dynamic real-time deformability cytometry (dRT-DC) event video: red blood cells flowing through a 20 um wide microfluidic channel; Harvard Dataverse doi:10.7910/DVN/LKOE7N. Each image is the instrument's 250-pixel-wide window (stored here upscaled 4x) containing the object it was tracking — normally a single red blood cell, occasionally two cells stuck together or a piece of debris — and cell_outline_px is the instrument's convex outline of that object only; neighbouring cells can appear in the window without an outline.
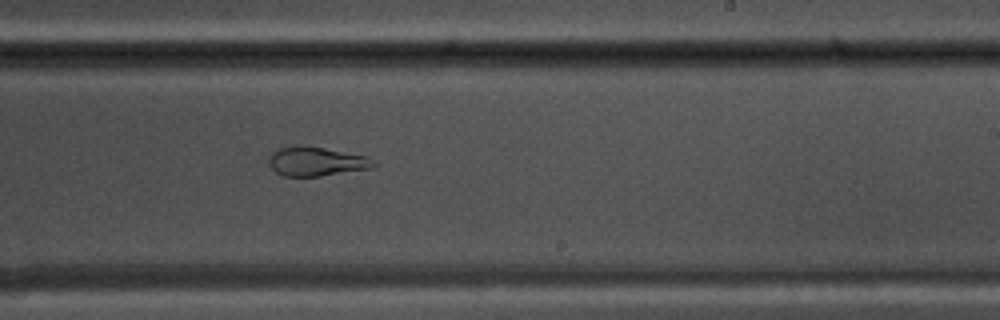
{"species": "common noctule bat (a hibernating species)", "species_latin": "Nyctalus noctula", "temperature_condition": "warm", "stored_images_in_passage": 54, "camera_frame_rate_fps": 3000, "um_per_image_px": 0.085, "animal": {"sex": "male", "body_mass_g": 17.5, "forearm_length_mm": 52.3}, "frame": {"image": 1, "passage_image": 33, "time_ms": 10.667, "image_size_px": [1000, 320], "cell_outline_px": [[380, 164], [372, 168], [320, 176], [284, 176], [276, 172], [268, 164], [268, 160], [272, 152], [280, 148], [324, 148], [368, 156]], "centroid_in_image_um": [26.96, 13.76], "position_along_channel_um": 262.0, "area_um2": 17.34}}
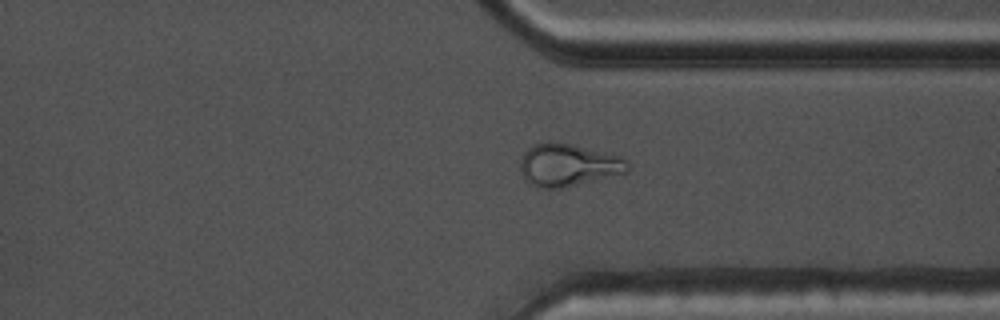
{"frame": {"image": 2, "passage_image": 41, "time_ms": 13.333, "image_size_px": [1000, 320], "cell_outline_px": [[628, 172], [560, 188], [540, 188], [528, 184], [524, 180], [520, 168], [520, 160], [524, 152], [528, 148], [536, 144], [552, 140], [572, 144], [620, 156], [628, 160]], "centroid_in_image_um": [48.25, 14.02], "position_along_channel_um": 363.1, "area_um2": 26.65}}
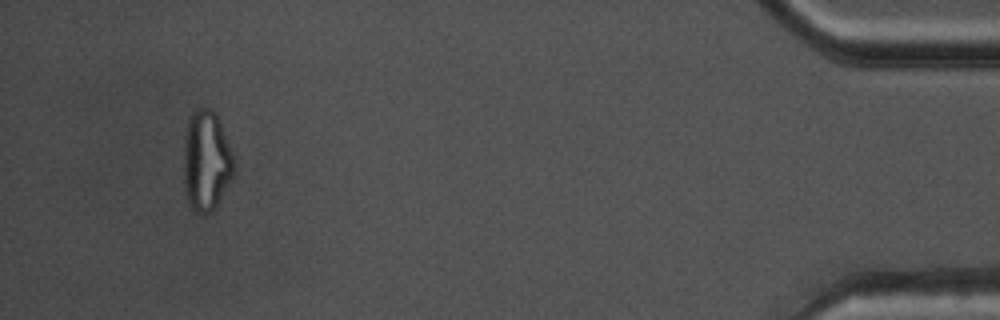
{"frame": {"image": 3, "passage_image": 51, "time_ms": 16.667, "image_size_px": [1000, 320], "cell_outline_px": [[236, 168], [216, 208], [212, 212], [204, 216], [196, 212], [192, 208], [188, 200], [184, 180], [184, 140], [188, 120], [192, 112], [196, 108], [212, 108], [216, 112], [232, 152], [236, 164]], "centroid_in_image_um": [17.55, 13.67], "position_along_channel_um": 417.6, "area_um2": 29.65}, "authors_computed_cell_mechanics": {"area_um2": 23.7558, "velocity_mm_per_s": 3.7868, "shape_relaxation_time_tau1_ms": null, "shape_relaxation_time_tau2_ms": 1.7696, "deformation_change_tau1": null, "deformation_change_tau2": 0.0801}}